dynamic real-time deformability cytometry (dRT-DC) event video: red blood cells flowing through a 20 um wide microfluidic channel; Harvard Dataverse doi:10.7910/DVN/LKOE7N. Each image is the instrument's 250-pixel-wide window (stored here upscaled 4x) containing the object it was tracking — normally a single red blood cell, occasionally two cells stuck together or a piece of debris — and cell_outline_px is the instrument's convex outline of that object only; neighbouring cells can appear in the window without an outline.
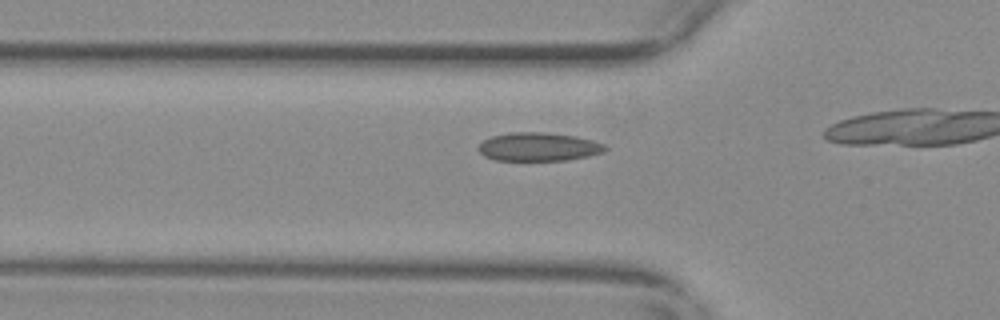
{"species": "common noctule bat (a hibernating species)", "species_latin": "Nyctalus noctula", "temperature_condition": "warm", "stored_images_in_passage": 8, "camera_frame_rate_fps": 3000, "um_per_image_px": 0.085, "animal": {"sex": "female", "body_mass_g": 29.2, "forearm_length_mm": 56.3}, "frame": {"image": 1, "passage_image": 3, "time_ms": 0.667, "image_size_px": [1000, 320], "cell_outline_px": [[608, 148], [604, 152], [588, 156], [568, 160], [496, 160], [484, 156], [476, 148], [484, 140], [492, 136], [508, 132], [544, 132], [576, 136], [592, 140], [604, 144]], "centroid_in_image_um": [45.78, 12.47], "position_along_channel_um": 80.0, "area_um2": 21.1}}
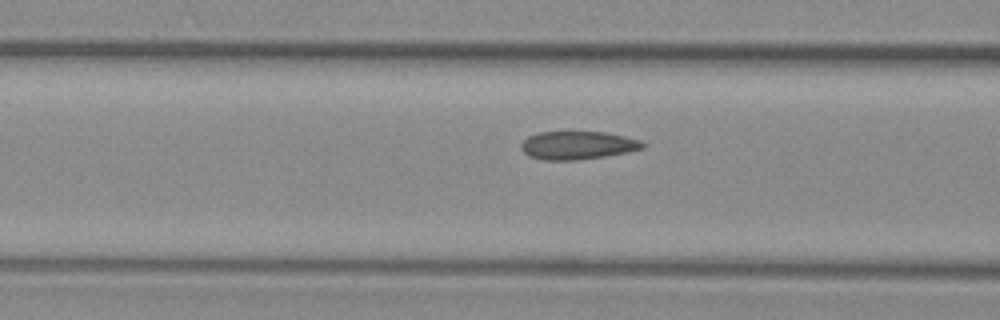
{"frame": {"image": 2, "passage_image": 6, "time_ms": 1.667, "image_size_px": [1000, 320], "cell_outline_px": [[644, 148], [604, 156], [576, 160], [544, 160], [528, 156], [520, 148], [520, 144], [528, 136], [540, 132], [608, 132], [640, 140], [644, 144]], "centroid_in_image_um": [49.05, 12.35], "position_along_channel_um": 117.5, "area_um2": 19.83}}